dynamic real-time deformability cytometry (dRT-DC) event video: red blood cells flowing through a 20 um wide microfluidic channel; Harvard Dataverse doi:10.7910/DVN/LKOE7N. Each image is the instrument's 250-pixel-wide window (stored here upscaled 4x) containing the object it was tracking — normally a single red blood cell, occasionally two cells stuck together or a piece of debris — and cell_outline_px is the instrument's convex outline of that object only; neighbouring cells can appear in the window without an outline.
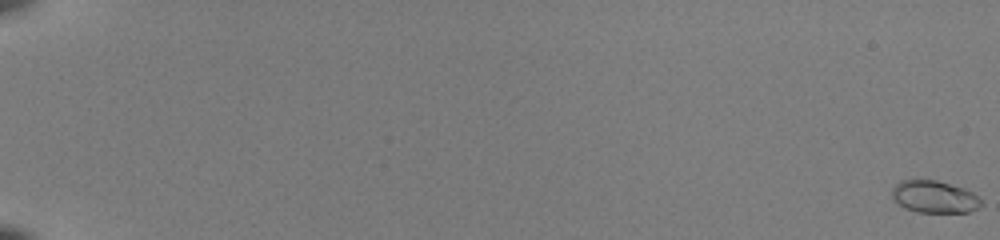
{"species": "common noctule bat (a hibernating species)", "species_latin": "Nyctalus noctula", "temperature_condition": "room temperature", "stored_images_in_passage": 55, "camera_frame_rate_fps": 3000, "um_per_image_px": 0.085, "animal": {"sex": "female", "body_mass_g": 22.0, "forearm_length_mm": 56.7}, "frame": {"image": 1, "passage_image": 1, "time_ms": 0.0, "image_size_px": [1000, 240], "cell_outline_px": [[984, 204], [968, 212], [916, 212], [904, 208], [892, 200], [892, 188], [900, 180], [936, 180], [964, 188], [980, 196]], "centroid_in_image_um": [79.42, 16.73], "position_along_channel_um": 5.6, "area_um2": 16.94}}
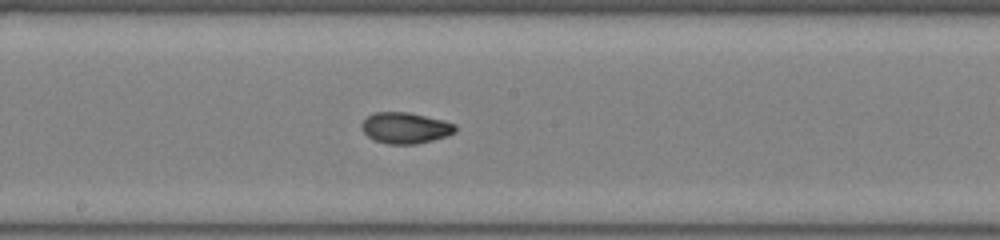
{"frame": {"image": 2, "passage_image": 34, "time_ms": 11.0, "image_size_px": [1000, 240], "cell_outline_px": [[456, 132], [448, 136], [416, 144], [388, 144], [376, 140], [368, 136], [360, 128], [360, 124], [368, 116], [376, 112], [408, 112], [444, 120], [456, 124]], "centroid_in_image_um": [34.47, 10.87], "position_along_channel_um": 213.7, "area_um2": 16.99}}
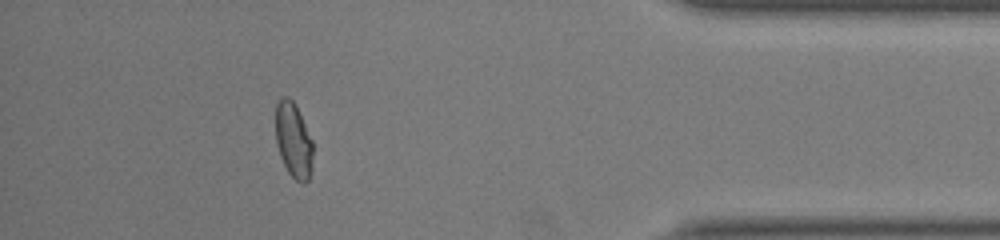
{"frame": {"image": 3, "passage_image": 51, "time_ms": 16.667, "image_size_px": [1000, 240], "cell_outline_px": [[312, 172], [308, 180], [304, 184], [300, 184], [288, 172], [280, 156], [276, 144], [276, 104], [280, 96], [288, 96], [296, 104], [312, 140]], "centroid_in_image_um": [24.94, 11.92], "position_along_channel_um": 410.3, "area_um2": 16.59}, "authors_computed_cell_mechanics": {"area_um2": 16.473, "velocity_mm_per_s": 4.0112, "shape_relaxation_time_tau1_ms": 5.4378, "shape_relaxation_time_tau2_ms": 1.4053, "deformation_change_tau1": 0.1726, "deformation_change_tau2": 0.0499}}